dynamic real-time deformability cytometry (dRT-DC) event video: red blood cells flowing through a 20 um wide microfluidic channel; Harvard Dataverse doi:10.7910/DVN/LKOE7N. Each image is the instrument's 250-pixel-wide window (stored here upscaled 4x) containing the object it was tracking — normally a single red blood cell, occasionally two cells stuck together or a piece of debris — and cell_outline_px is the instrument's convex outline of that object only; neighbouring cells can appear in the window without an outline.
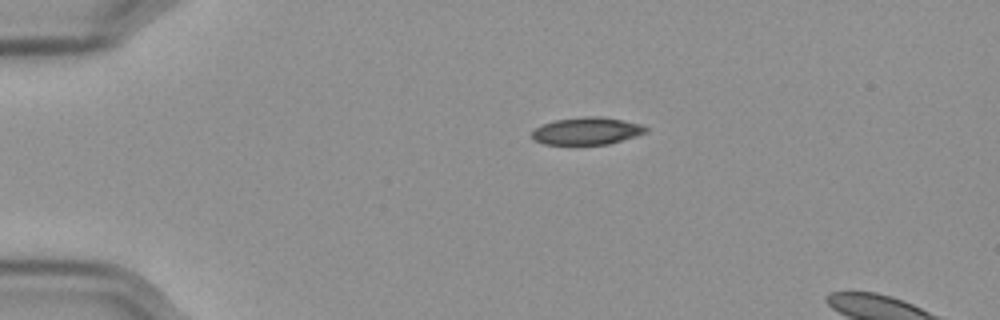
{"species": "Egyptian fruit bat (a non-hibernating species)", "species_latin": "Rousettus aegyptiacus", "temperature_condition": "cold", "stored_images_in_passage": 6, "camera_frame_rate_fps": 3000, "um_per_image_px": 0.085, "frame": {"image": 1, "passage_image": 1, "time_ms": 0.0, "image_size_px": [1000, 320], "cell_outline_px": [[648, 132], [636, 136], [608, 144], [544, 144], [532, 140], [532, 132], [536, 128], [544, 124], [556, 120], [588, 116], [600, 116], [640, 124], [648, 128]], "centroid_in_image_um": [49.89, 11.14], "position_along_channel_um": 35.1, "area_um2": 17.92}}